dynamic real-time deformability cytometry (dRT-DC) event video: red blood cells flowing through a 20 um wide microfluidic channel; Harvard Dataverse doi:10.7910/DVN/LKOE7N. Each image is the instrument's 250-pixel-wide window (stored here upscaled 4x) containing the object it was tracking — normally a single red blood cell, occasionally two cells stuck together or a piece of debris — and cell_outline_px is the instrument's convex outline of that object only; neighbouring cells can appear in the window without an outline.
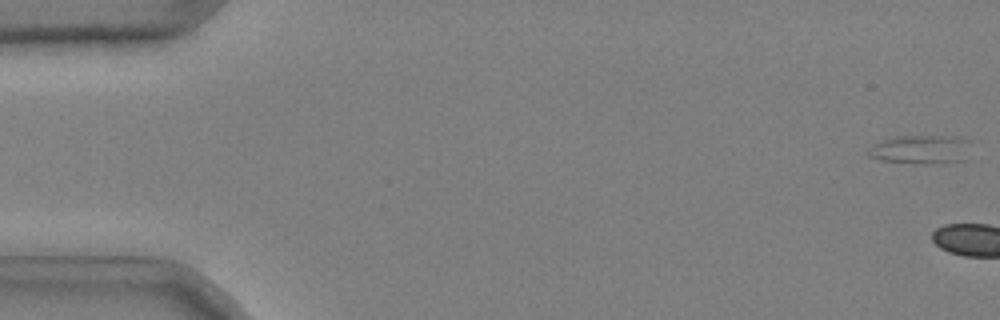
{"species": "common noctule bat (a hibernating species)", "species_latin": "Nyctalus noctula", "temperature_condition": "cold", "stored_images_in_passage": 4, "camera_frame_rate_fps": 3000, "um_per_image_px": 0.085, "animal": {"sex": "male", "body_mass_g": 20.4}, "frame": {"image": 1, "passage_image": 1, "time_ms": 0.0, "image_size_px": [1000, 320], "cell_outline_px": [[972, 140], [964, 160], [880, 160], [868, 156], [864, 152], [872, 144], [896, 136], [956, 136]], "centroid_in_image_um": [78.23, 12.61], "position_along_channel_um": 6.8, "area_um2": 16.18}}